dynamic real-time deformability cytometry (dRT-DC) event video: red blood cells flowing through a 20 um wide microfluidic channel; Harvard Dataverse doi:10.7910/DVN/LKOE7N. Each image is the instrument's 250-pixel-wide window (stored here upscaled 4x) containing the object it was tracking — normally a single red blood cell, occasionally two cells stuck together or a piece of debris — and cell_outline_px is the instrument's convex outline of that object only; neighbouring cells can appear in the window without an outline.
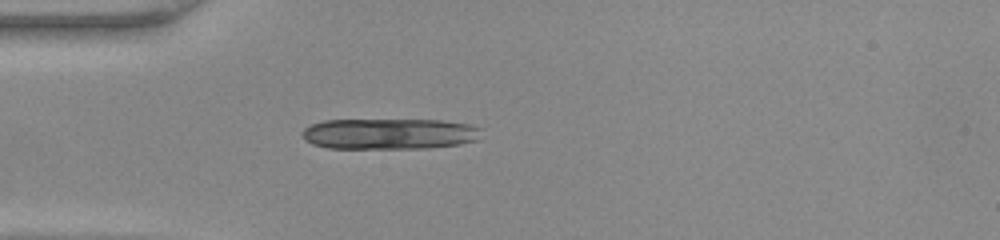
{"species": "common noctule bat (a hibernating species)", "species_latin": "Nyctalus noctula", "temperature_condition": "warm", "stored_images_in_passage": 34, "camera_frame_rate_fps": 3000, "um_per_image_px": 0.085, "animal": {"sex": "female", "body_mass_g": 22.0, "forearm_length_mm": 56.7}, "frame": {"image": 1, "passage_image": 1, "time_ms": 0.0, "image_size_px": [1000, 240], "cell_outline_px": [[484, 128], [476, 140], [460, 144], [428, 148], [328, 148], [312, 144], [304, 140], [304, 128], [312, 124], [324, 120], [440, 120], [472, 124]], "centroid_in_image_um": [33.14, 11.37], "position_along_channel_um": 51.9, "area_um2": 32.37}}